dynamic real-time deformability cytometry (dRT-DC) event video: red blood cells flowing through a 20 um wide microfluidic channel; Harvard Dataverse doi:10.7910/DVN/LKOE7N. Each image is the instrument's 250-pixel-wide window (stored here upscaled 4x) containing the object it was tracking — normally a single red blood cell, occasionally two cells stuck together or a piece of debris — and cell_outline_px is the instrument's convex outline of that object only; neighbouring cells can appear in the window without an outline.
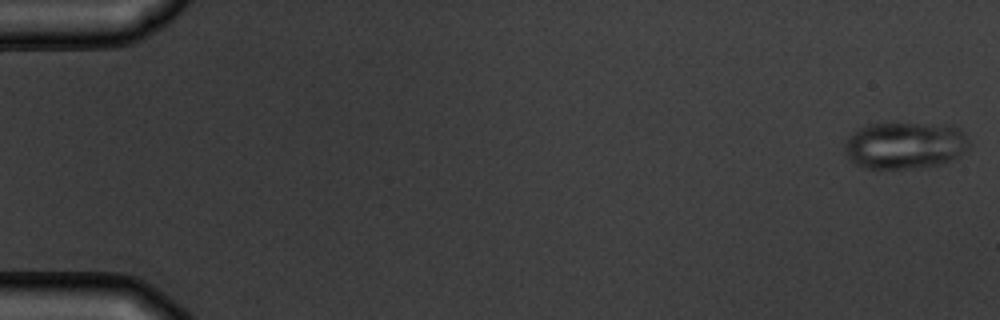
{"species": "common noctule bat (a hibernating species)", "species_latin": "Nyctalus noctula", "temperature_condition": "warm", "stored_images_in_passage": 7, "camera_frame_rate_fps": 3000, "um_per_image_px": 0.085, "animal": {"sex": "male", "body_mass_g": 19.5, "forearm_length_mm": 54.6}, "frame": {"image": 1, "passage_image": 1, "time_ms": 0.0, "image_size_px": [1000, 320], "cell_outline_px": [[972, 144], [968, 152], [952, 160], [940, 164], [920, 168], [864, 168], [856, 164], [844, 152], [844, 144], [848, 136], [860, 128], [868, 124], [944, 124], [956, 128], [964, 132]], "centroid_in_image_um": [76.98, 12.36], "position_along_channel_um": 8.0, "area_um2": 34.33}}